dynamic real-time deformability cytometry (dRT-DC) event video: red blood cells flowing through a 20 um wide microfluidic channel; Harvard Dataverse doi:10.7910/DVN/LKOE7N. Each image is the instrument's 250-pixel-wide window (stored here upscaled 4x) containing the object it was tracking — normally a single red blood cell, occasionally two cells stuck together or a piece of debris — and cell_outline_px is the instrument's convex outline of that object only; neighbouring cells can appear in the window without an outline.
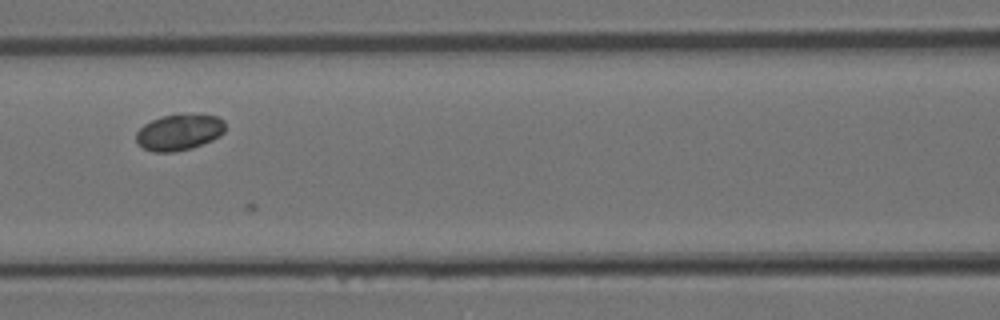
{"species": "Egyptian fruit bat (a non-hibernating species)", "species_latin": "Rousettus aegyptiacus", "temperature_condition": "room temperature", "stored_images_in_passage": 6, "camera_frame_rate_fps": 3000, "um_per_image_px": 0.085, "animal": {"sex": "female"}, "frame": {"image": 1, "passage_image": 5, "time_ms": 1.333, "image_size_px": [1000, 320], "cell_outline_px": [[224, 132], [220, 136], [212, 140], [192, 148], [172, 152], [152, 152], [144, 148], [136, 140], [136, 132], [144, 124], [160, 116], [180, 112], [200, 112], [216, 116], [224, 120]], "centroid_in_image_um": [15.26, 11.18], "position_along_channel_um": 151.3, "area_um2": 19.36}}
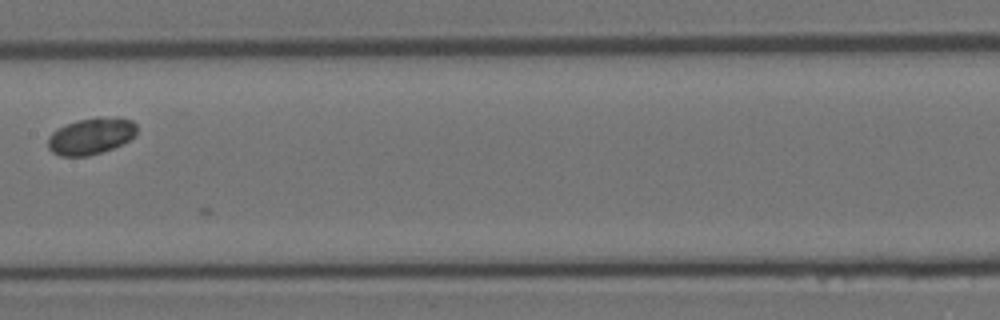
{"frame": {"image": 2, "passage_image": 6, "time_ms": 1.667, "image_size_px": [1000, 320], "cell_outline_px": [[136, 136], [112, 148], [88, 156], [60, 156], [52, 152], [48, 148], [48, 136], [52, 132], [76, 120], [96, 116], [120, 116], [132, 120], [136, 124]], "centroid_in_image_um": [7.75, 11.54], "position_along_channel_um": 199.6, "area_um2": 19.13}}